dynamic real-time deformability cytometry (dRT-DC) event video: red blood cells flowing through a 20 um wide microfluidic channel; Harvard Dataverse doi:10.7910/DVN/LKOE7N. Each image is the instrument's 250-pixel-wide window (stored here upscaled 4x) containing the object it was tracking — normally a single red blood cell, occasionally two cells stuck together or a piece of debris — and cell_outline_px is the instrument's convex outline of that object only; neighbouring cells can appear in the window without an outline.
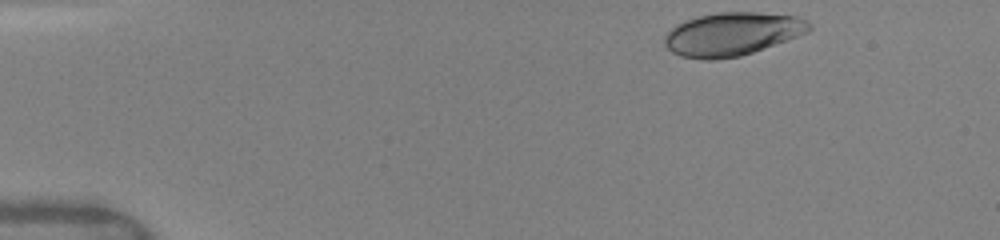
{"species": "human", "species_latin": "Homo sapiens", "temperature_condition": "warm", "stored_images_in_passage": 5, "camera_frame_rate_fps": 3000, "um_per_image_px": 0.085, "donor": {"sex": "female"}, "frame": {"image": 1, "passage_image": 1, "time_ms": 0.0, "image_size_px": [1000, 240], "cell_outline_px": [[812, 28], [808, 32], [752, 52], [740, 56], [716, 60], [704, 60], [680, 56], [672, 52], [664, 44], [664, 36], [676, 24], [684, 20], [716, 12], [756, 12], [796, 16], [808, 20], [812, 24]], "centroid_in_image_um": [62.22, 2.89], "position_along_channel_um": 22.8, "area_um2": 36.47}}